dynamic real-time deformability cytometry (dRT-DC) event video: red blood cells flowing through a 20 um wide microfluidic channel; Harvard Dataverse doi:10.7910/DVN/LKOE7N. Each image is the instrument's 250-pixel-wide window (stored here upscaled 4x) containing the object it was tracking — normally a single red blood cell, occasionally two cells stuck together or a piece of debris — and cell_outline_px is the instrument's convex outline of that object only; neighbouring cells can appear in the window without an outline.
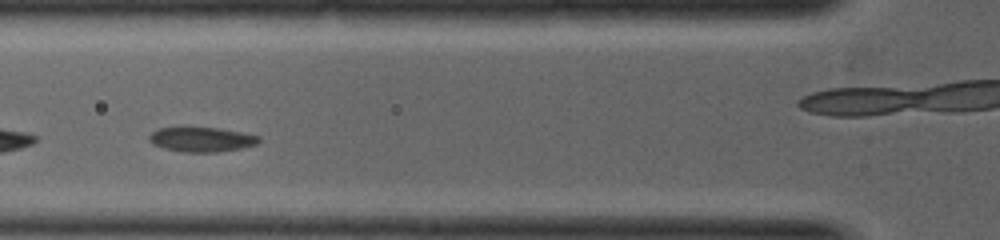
{"species": "common noctule bat (a hibernating species)", "species_latin": "Nyctalus noctula", "temperature_condition": "warm", "stored_images_in_passage": 4, "camera_frame_rate_fps": 5000, "um_per_image_px": 0.085, "animal": {"sex": "female", "body_mass_g": 19.0, "forearm_length_mm": 53.3}, "frame": {"image": 1, "passage_image": 2, "time_ms": 0.6, "image_size_px": [1000, 240], "cell_outline_px": [[260, 140], [256, 144], [240, 148], [216, 152], [184, 152], [164, 148], [148, 140], [148, 136], [152, 132], [160, 128], [180, 124], [216, 128], [244, 132], [260, 136]], "centroid_in_image_um": [17.09, 11.8], "position_along_channel_um": 108.7, "area_um2": 16.3}}